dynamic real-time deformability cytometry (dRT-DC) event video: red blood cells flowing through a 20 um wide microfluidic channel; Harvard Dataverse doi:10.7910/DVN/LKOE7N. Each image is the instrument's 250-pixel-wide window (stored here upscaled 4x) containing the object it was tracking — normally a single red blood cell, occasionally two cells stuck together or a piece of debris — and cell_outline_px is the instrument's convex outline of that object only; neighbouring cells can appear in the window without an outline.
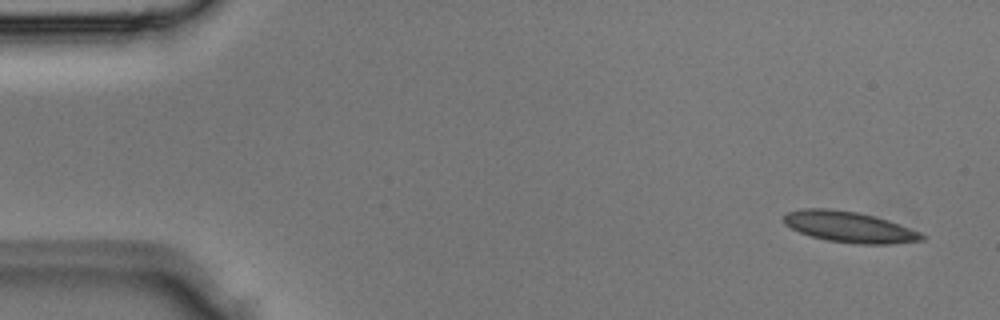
{"species": "Egyptian fruit bat (a non-hibernating species)", "species_latin": "Rousettus aegyptiacus", "temperature_condition": "room temperature", "stored_images_in_passage": 4, "segment_of_instrument_passage": [1, 2], "camera_frame_rate_fps": 3000, "um_per_image_px": 0.085, "animal": {"sex": "male"}, "frame": {"image": 1, "passage_image": 1, "time_ms": 0.0, "image_size_px": [1000, 320], "cell_outline_px": [[928, 236], [924, 240], [888, 244], [856, 244], [828, 240], [812, 236], [800, 232], [784, 224], [784, 216], [788, 212], [804, 208], [828, 208], [856, 212], [888, 220], [900, 224], [920, 232]], "centroid_in_image_um": [72.22, 19.29], "position_along_channel_um": 12.8, "area_um2": 24.68}}